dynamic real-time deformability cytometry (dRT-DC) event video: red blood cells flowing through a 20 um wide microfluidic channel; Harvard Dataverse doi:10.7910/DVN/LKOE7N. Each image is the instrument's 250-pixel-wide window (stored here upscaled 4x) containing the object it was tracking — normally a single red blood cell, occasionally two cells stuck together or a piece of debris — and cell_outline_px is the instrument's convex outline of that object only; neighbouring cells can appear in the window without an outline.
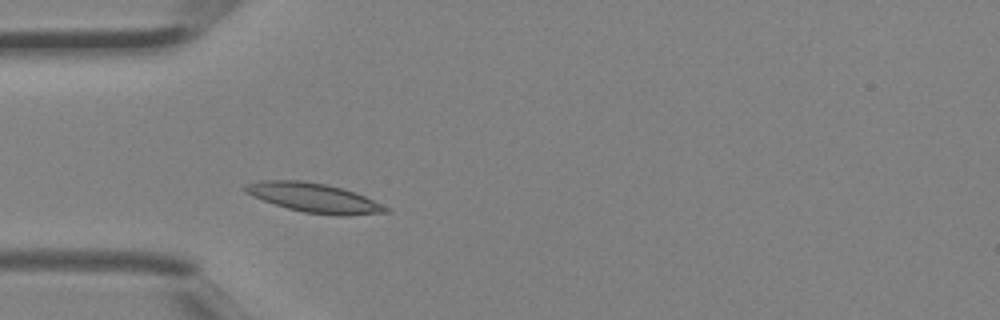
{"species": "Egyptian fruit bat (a non-hibernating species)", "species_latin": "Rousettus aegyptiacus", "temperature_condition": "room temperature", "stored_images_in_passage": 2, "camera_frame_rate_fps": 3000, "um_per_image_px": 0.085, "animal": {"sex": "female"}, "frame": {"image": 1, "passage_image": 2, "time_ms": 0.333, "image_size_px": [1000, 320], "cell_outline_px": [[392, 212], [348, 216], [340, 216], [304, 212], [288, 208], [252, 196], [244, 192], [244, 184], [260, 180], [300, 180], [324, 184], [356, 192], [392, 208]], "centroid_in_image_um": [26.75, 16.82], "position_along_channel_um": 58.3, "area_um2": 24.1}}